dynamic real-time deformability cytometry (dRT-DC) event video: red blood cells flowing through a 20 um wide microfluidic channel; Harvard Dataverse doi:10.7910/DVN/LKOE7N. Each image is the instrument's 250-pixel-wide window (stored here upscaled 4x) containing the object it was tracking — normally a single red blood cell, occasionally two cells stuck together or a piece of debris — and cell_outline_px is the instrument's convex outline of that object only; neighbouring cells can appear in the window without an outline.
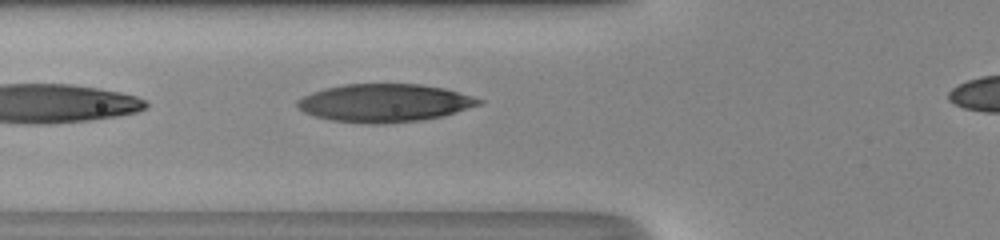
{"species": "human", "species_latin": "Homo sapiens", "temperature_condition": "room temperature", "stored_images_in_passage": 6, "camera_frame_rate_fps": 3000, "um_per_image_px": 0.085, "donor": {"sex": "male"}, "frame": {"image": 1, "passage_image": 3, "time_ms": 0.667, "image_size_px": [1000, 240], "cell_outline_px": [[484, 100], [480, 104], [444, 116], [420, 120], [380, 124], [368, 124], [332, 120], [316, 116], [304, 112], [296, 108], [296, 100], [312, 92], [324, 88], [344, 84], [420, 84], [444, 88], [472, 96]], "centroid_in_image_um": [32.66, 8.75], "position_along_channel_um": 93.1, "area_um2": 40.17}}